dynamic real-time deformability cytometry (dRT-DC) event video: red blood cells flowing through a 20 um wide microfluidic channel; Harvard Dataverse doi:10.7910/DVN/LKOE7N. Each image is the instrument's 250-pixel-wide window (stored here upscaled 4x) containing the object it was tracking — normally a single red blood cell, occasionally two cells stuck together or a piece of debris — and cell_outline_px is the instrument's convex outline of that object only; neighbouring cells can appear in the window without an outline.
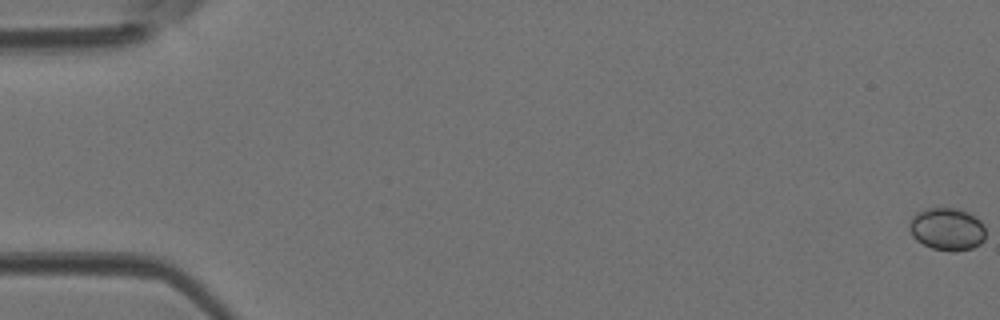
{"species": "Egyptian fruit bat (a non-hibernating species)", "species_latin": "Rousettus aegyptiacus", "temperature_condition": "room temperature", "stored_images_in_passage": 47, "camera_frame_rate_fps": 3000, "um_per_image_px": 0.085, "animal": {"sex": "female"}, "frame": {"image": 1, "passage_image": 1, "time_ms": 0.0, "image_size_px": [1000, 320], "cell_outline_px": [[984, 240], [980, 244], [972, 248], [956, 252], [952, 252], [932, 248], [916, 240], [912, 236], [908, 228], [908, 224], [912, 216], [916, 212], [924, 208], [956, 208], [968, 212], [980, 220], [984, 224]], "centroid_in_image_um": [80.48, 19.47], "position_along_channel_um": 4.5, "area_um2": 19.19}}
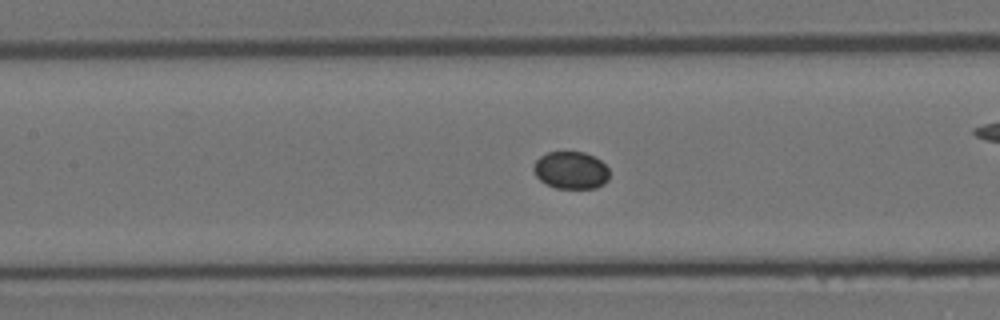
{"frame": {"image": 2, "passage_image": 22, "time_ms": 7.0, "image_size_px": [1000, 320], "cell_outline_px": [[608, 180], [604, 184], [596, 188], [556, 188], [540, 180], [536, 176], [532, 168], [536, 160], [540, 156], [548, 152], [584, 152], [600, 160], [608, 168]], "centroid_in_image_um": [48.52, 14.47], "position_along_channel_um": 158.9, "area_um2": 16.47}}
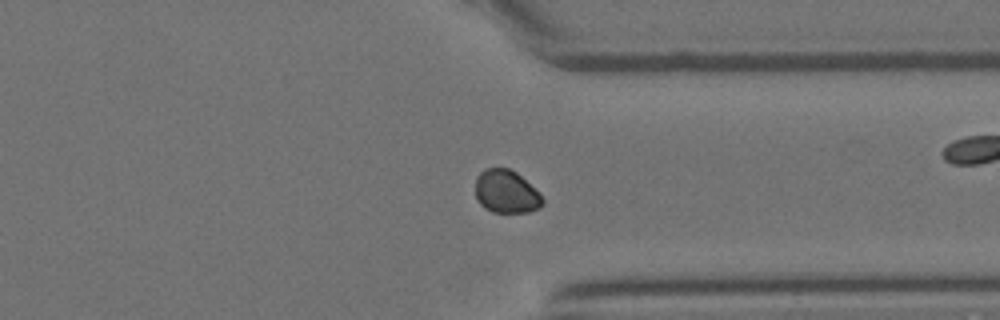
{"frame": {"image": 3, "passage_image": 36, "time_ms": 11.667, "image_size_px": [1000, 320], "cell_outline_px": [[544, 204], [540, 208], [528, 212], [492, 212], [484, 208], [476, 200], [476, 176], [484, 168], [508, 168], [516, 172], [540, 192], [544, 200]], "centroid_in_image_um": [43.04, 16.3], "position_along_channel_um": 368.4, "area_um2": 17.11}}